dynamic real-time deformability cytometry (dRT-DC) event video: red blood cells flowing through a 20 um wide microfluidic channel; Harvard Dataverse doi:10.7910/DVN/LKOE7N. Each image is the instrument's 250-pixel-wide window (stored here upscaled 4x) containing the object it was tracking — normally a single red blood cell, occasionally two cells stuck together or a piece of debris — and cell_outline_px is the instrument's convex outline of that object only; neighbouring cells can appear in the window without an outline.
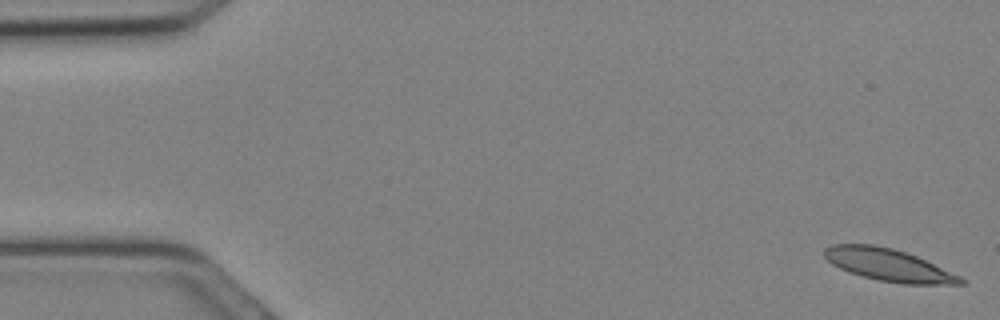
{"species": "Egyptian fruit bat (a non-hibernating species)", "species_latin": "Rousettus aegyptiacus", "temperature_condition": "cold", "stored_images_in_passage": 10, "camera_frame_rate_fps": 3000, "um_per_image_px": 0.085, "animal": {"sex": "female"}, "frame": {"image": 1, "passage_image": 1, "time_ms": 0.0, "image_size_px": [1000, 320], "cell_outline_px": [[964, 284], [904, 284], [880, 280], [864, 276], [840, 268], [832, 264], [824, 256], [824, 248], [832, 244], [872, 244], [892, 248], [916, 256], [960, 276], [964, 280]], "centroid_in_image_um": [75.5, 22.51], "position_along_channel_um": 9.5, "area_um2": 25.14}}